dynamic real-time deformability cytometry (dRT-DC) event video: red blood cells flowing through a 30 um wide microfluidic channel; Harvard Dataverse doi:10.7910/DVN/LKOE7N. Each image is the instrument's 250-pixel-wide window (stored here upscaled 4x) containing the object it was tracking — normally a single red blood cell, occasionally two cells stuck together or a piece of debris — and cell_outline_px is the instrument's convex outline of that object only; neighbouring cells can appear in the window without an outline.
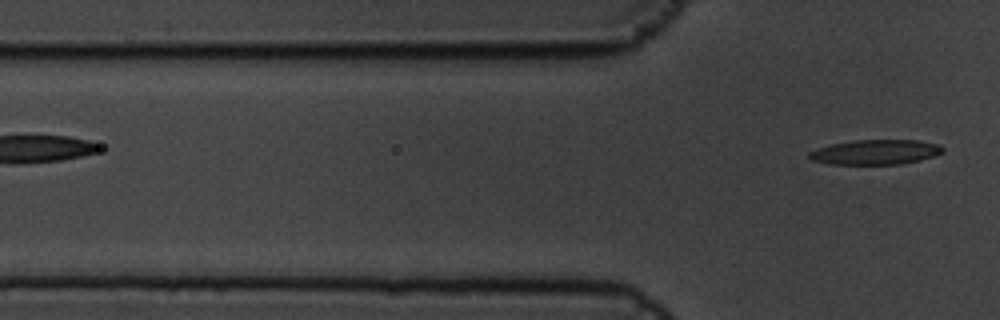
{"species": "common noctule bat (a hibernating species)", "species_latin": "Nyctalus noctula", "temperature_condition": "cold", "stored_images_in_passage": 3, "camera_frame_rate_fps": 3000, "um_per_image_px": 0.085, "animal": {"sex": "male", "body_mass_g": 19.5, "forearm_length_mm": 54.6}, "frame": {"image": 1, "passage_image": 3, "time_ms": 0.667, "image_size_px": [1000, 320], "cell_outline_px": [[944, 152], [932, 156], [900, 164], [832, 164], [808, 160], [808, 152], [832, 144], [856, 140], [916, 140], [940, 144], [944, 148]], "centroid_in_image_um": [74.4, 12.93], "position_along_channel_um": 51.4, "area_um2": 19.19}}